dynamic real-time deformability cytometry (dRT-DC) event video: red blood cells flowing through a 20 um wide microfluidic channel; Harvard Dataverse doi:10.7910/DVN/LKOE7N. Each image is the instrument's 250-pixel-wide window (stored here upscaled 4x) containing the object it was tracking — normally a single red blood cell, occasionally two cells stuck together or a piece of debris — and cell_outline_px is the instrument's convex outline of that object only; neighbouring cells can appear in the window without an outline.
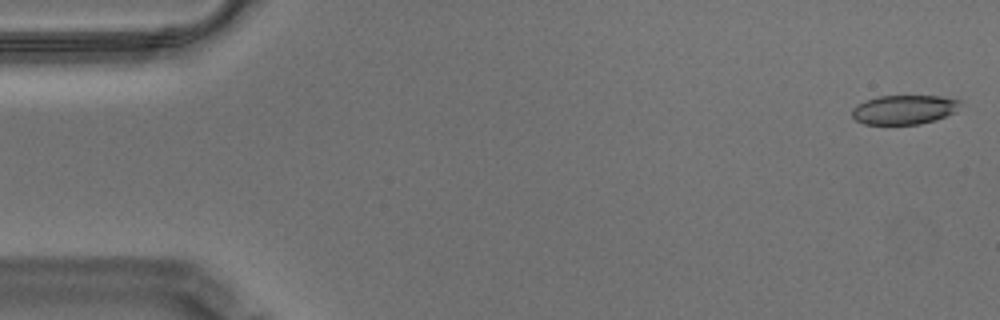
{"species": "Egyptian fruit bat (a non-hibernating species)", "species_latin": "Rousettus aegyptiacus", "temperature_condition": "warm", "stored_images_in_passage": 56, "camera_frame_rate_fps": 3000, "um_per_image_px": 0.085, "animal": {"sex": "male"}, "frame": {"image": 1, "passage_image": 1, "time_ms": 0.0, "image_size_px": [1000, 320], "cell_outline_px": [[960, 100], [956, 112], [936, 120], [920, 124], [864, 124], [856, 120], [852, 116], [852, 108], [856, 104], [864, 100], [880, 96], [940, 96]], "centroid_in_image_um": [76.82, 9.32], "position_along_channel_um": 8.2, "area_um2": 18.5}}
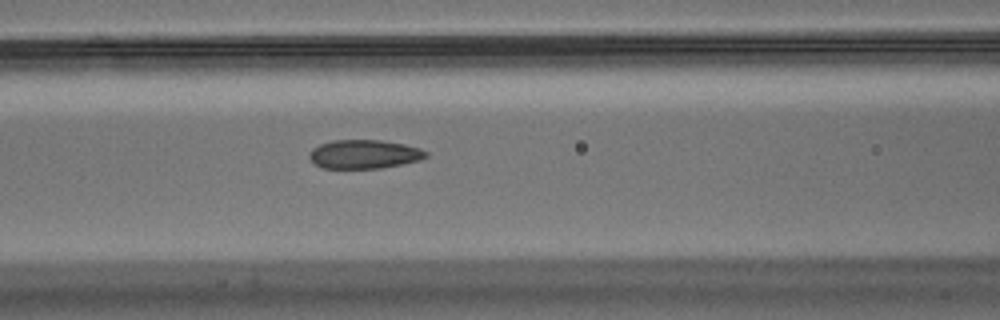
{"frame": {"image": 2, "passage_image": 23, "time_ms": 7.333, "image_size_px": [1000, 320], "cell_outline_px": [[428, 156], [420, 160], [380, 168], [324, 168], [316, 164], [308, 156], [312, 148], [320, 144], [332, 140], [380, 140], [404, 144], [420, 148], [428, 152]], "centroid_in_image_um": [30.96, 13.1], "position_along_channel_um": 135.6, "area_um2": 19.48}}
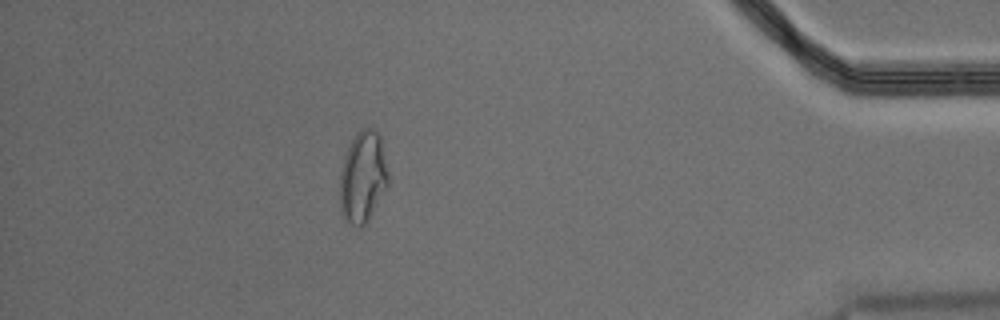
{"frame": {"image": 3, "passage_image": 50, "time_ms": 16.333, "image_size_px": [1000, 320], "cell_outline_px": [[388, 188], [368, 220], [360, 228], [356, 228], [344, 220], [340, 212], [340, 172], [344, 156], [356, 132], [364, 128], [372, 128], [380, 136], [388, 172]], "centroid_in_image_um": [30.83, 15.1], "position_along_channel_um": 404.4, "area_um2": 26.01}, "authors_computed_cell_mechanics": {"area_um2": 20.1722, "velocity_mm_per_s": 3.5148, "shape_relaxation_time_tau1_ms": null, "shape_relaxation_time_tau2_ms": 1.5813, "deformation_change_tau1": null, "deformation_change_tau2": 0.0713}}